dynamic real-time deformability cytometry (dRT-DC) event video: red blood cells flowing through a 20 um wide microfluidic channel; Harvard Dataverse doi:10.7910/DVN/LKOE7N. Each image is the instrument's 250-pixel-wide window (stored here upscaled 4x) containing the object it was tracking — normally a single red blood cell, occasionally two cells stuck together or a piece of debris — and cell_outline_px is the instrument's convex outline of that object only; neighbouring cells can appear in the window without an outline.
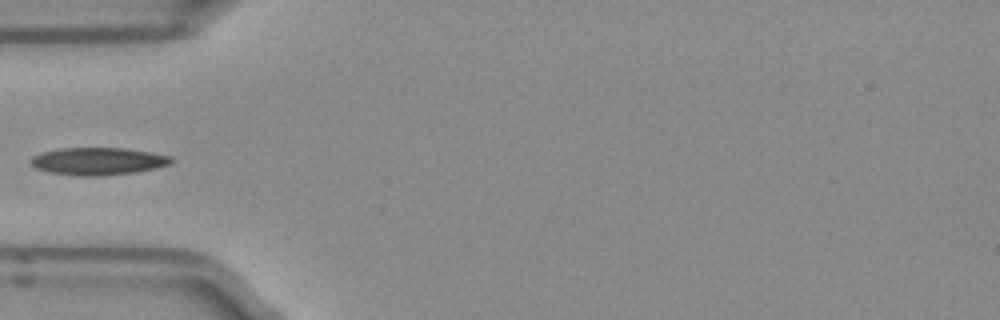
{"species": "Egyptian fruit bat (a non-hibernating species)", "species_latin": "Rousettus aegyptiacus", "temperature_condition": "room temperature", "stored_images_in_passage": 4, "camera_frame_rate_fps": 3000, "um_per_image_px": 0.085, "frame": {"image": 1, "passage_image": 4, "time_ms": 1.0, "image_size_px": [1000, 320], "cell_outline_px": [[172, 160], [168, 164], [156, 168], [136, 172], [100, 176], [76, 176], [48, 172], [36, 168], [28, 160], [32, 156], [40, 152], [60, 148], [124, 148], [152, 152], [172, 156]], "centroid_in_image_um": [8.3, 13.7], "position_along_channel_um": 76.7, "area_um2": 22.66}}